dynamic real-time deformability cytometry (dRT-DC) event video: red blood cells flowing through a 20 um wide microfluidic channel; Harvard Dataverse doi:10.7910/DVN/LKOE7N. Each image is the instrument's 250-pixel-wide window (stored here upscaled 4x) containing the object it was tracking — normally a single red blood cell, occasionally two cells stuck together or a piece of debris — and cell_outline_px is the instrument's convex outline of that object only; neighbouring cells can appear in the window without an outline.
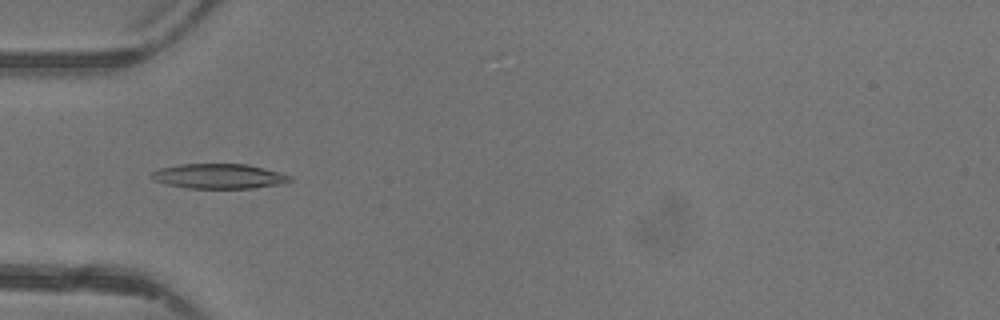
{"species": "common noctule bat (a hibernating species)", "species_latin": "Nyctalus noctula", "temperature_condition": "warm", "stored_images_in_passage": 5, "camera_frame_rate_fps": 3000, "um_per_image_px": 0.085, "animal": {"sex": "female"}, "frame": {"image": 1, "passage_image": 4, "time_ms": 4.333, "image_size_px": [1000, 320], "cell_outline_px": [[292, 180], [284, 184], [252, 188], [188, 188], [168, 184], [152, 180], [148, 176], [148, 172], [160, 168], [180, 164], [248, 164], [264, 168], [292, 176]], "centroid_in_image_um": [18.58, 14.97], "position_along_channel_um": 66.4, "area_um2": 20.23}}
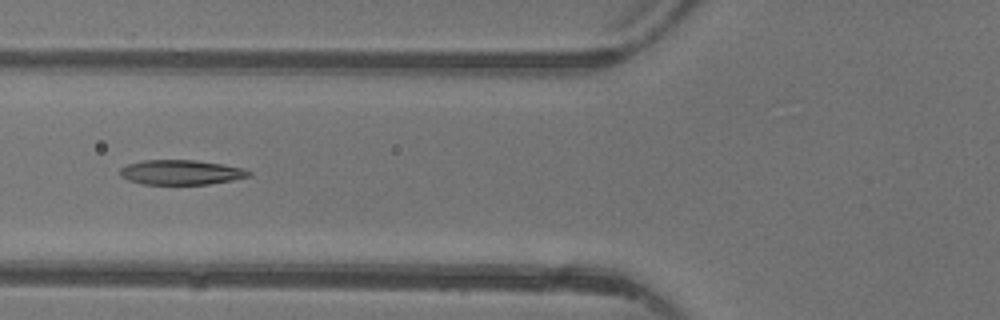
{"frame": {"image": 2, "passage_image": 5, "time_ms": 5.333, "image_size_px": [1000, 320], "cell_outline_px": [[252, 176], [232, 180], [208, 184], [140, 184], [128, 180], [120, 176], [120, 168], [128, 164], [144, 160], [196, 160], [244, 168], [252, 172]], "centroid_in_image_um": [15.39, 14.65], "position_along_channel_um": 110.4, "area_um2": 18.61}}